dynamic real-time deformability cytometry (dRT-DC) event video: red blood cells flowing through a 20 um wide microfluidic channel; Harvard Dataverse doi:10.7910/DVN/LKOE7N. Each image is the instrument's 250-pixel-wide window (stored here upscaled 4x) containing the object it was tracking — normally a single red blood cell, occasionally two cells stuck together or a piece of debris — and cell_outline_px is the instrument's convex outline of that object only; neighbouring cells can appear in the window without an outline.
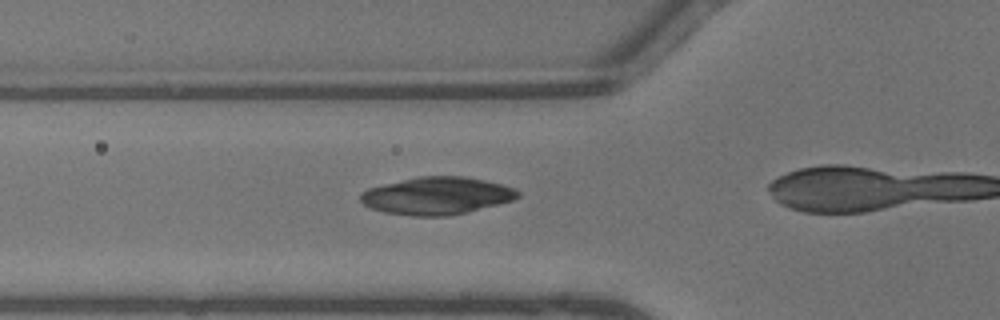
{"species": "common noctule bat (a hibernating species)", "species_latin": "Nyctalus noctula", "temperature_condition": "warm", "stored_images_in_passage": 15, "camera_frame_rate_fps": 3000, "um_per_image_px": 0.085, "animal": {"sex": "male", "body_mass_g": 13.3}, "frame": {"image": 1, "passage_image": 11, "time_ms": 3.333, "image_size_px": [1000, 320], "cell_outline_px": [[520, 196], [512, 200], [468, 212], [448, 216], [412, 216], [384, 212], [372, 208], [364, 204], [360, 200], [360, 192], [368, 188], [416, 176], [464, 176], [484, 180], [516, 188], [520, 192]], "centroid_in_image_um": [37.12, 16.64], "position_along_channel_um": 88.7, "area_um2": 34.39}}
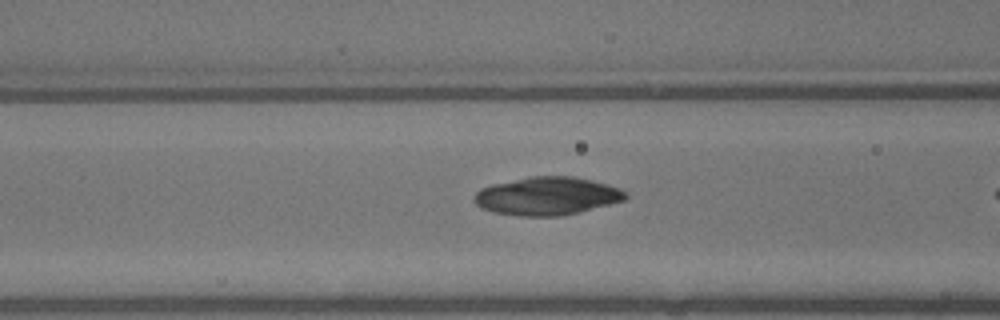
{"frame": {"image": 2, "passage_image": 13, "time_ms": 4.0, "image_size_px": [1000, 320], "cell_outline_px": [[628, 196], [624, 200], [580, 212], [560, 216], [520, 216], [492, 212], [480, 208], [476, 204], [476, 192], [480, 188], [492, 184], [532, 176], [572, 176], [592, 180], [620, 188], [628, 192]], "centroid_in_image_um": [46.52, 16.66], "position_along_channel_um": 120.1, "area_um2": 33.58}}